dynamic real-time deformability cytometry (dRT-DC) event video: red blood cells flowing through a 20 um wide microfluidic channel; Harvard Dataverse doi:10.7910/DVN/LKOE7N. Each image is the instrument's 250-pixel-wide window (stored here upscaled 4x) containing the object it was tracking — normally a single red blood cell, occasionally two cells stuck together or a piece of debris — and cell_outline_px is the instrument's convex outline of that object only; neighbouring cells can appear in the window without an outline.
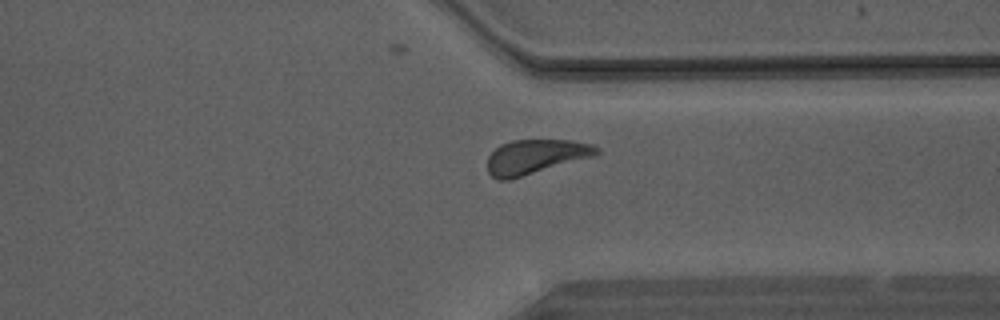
{"species": "Egyptian fruit bat (a non-hibernating species)", "species_latin": "Rousettus aegyptiacus", "temperature_condition": "warm", "stored_images_in_passage": 37, "camera_frame_rate_fps": 3000, "um_per_image_px": 0.085, "animal": {"sex": "male"}, "frame": {"image": 1, "passage_image": 27, "time_ms": 8.667, "image_size_px": [1000, 320], "cell_outline_px": [[600, 152], [596, 156], [508, 180], [500, 180], [492, 176], [488, 172], [488, 156], [500, 144], [512, 140], [572, 140], [592, 144], [600, 148]], "centroid_in_image_um": [45.56, 13.31], "position_along_channel_um": 365.8, "area_um2": 22.02}}
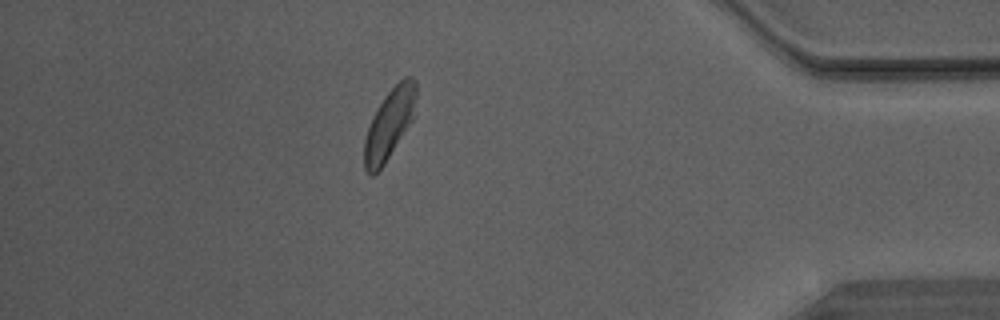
{"frame": {"image": 2, "passage_image": 32, "time_ms": 10.333, "image_size_px": [1000, 320], "cell_outline_px": [[416, 96], [412, 120], [384, 164], [372, 176], [364, 168], [364, 140], [372, 116], [376, 108], [384, 96], [404, 76], [412, 76], [416, 80]], "centroid_in_image_um": [33.09, 10.5], "position_along_channel_um": 402.1, "area_um2": 20.92}}